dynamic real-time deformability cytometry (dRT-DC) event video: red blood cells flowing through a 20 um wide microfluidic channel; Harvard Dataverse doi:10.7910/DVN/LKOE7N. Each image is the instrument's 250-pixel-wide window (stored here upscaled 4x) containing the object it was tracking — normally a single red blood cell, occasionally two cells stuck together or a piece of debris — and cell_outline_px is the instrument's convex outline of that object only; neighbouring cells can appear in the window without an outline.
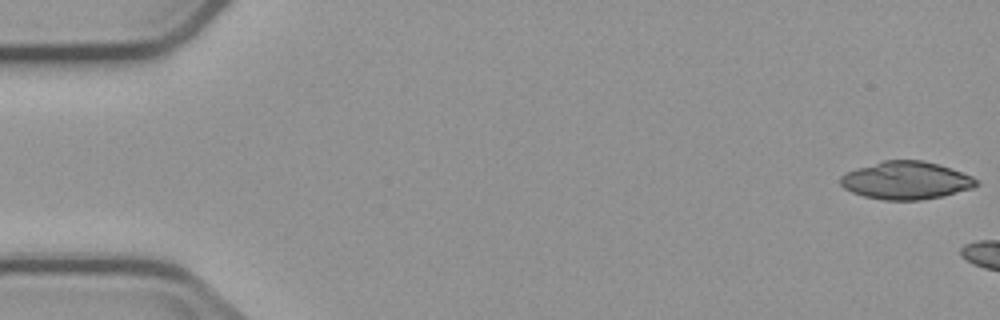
{"species": "common noctule bat (a hibernating species)", "species_latin": "Nyctalus noctula", "temperature_condition": "cold", "stored_images_in_passage": 3, "camera_frame_rate_fps": 3000, "um_per_image_px": 0.085, "animal": {"sex": "male", "body_mass_g": 23.1, "forearm_length_mm": 52.7}, "frame": {"image": 1, "passage_image": 1, "time_ms": 0.0, "image_size_px": [1000, 320], "cell_outline_px": [[980, 184], [972, 188], [940, 196], [920, 200], [884, 200], [864, 196], [852, 192], [844, 188], [840, 184], [840, 176], [848, 172], [884, 160], [924, 160], [972, 176]], "centroid_in_image_um": [77.0, 15.34], "position_along_channel_um": 8.0, "area_um2": 29.42}}